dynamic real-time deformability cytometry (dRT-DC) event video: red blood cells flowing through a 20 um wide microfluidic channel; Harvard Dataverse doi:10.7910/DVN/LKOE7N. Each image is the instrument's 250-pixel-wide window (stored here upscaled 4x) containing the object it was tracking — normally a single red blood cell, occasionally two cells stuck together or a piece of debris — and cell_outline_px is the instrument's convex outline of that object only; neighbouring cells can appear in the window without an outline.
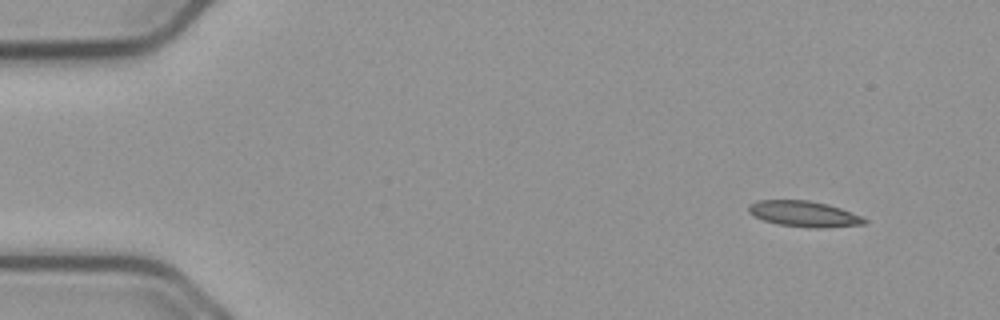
{"species": "common noctule bat (a hibernating species)", "species_latin": "Nyctalus noctula", "temperature_condition": "cold", "stored_images_in_passage": 51, "camera_frame_rate_fps": 3000, "um_per_image_px": 0.085, "animal": {"sex": "male", "body_mass_g": 23.1, "forearm_length_mm": 52.7}, "frame": {"image": 1, "passage_image": 1, "time_ms": 0.0, "image_size_px": [1000, 320], "cell_outline_px": [[868, 220], [864, 224], [820, 228], [808, 228], [780, 224], [764, 220], [752, 216], [748, 212], [748, 204], [756, 200], [808, 200], [828, 204], [840, 208], [860, 216]], "centroid_in_image_um": [68.29, 18.17], "position_along_channel_um": 16.7, "area_um2": 17.4}}
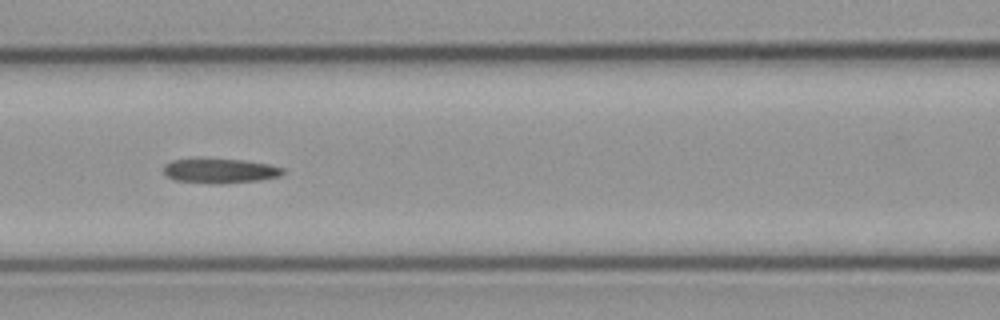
{"frame": {"image": 2, "passage_image": 20, "time_ms": 6.333, "image_size_px": [1000, 320], "cell_outline_px": [[284, 172], [280, 176], [260, 180], [224, 184], [216, 184], [176, 180], [168, 176], [164, 172], [164, 164], [172, 160], [244, 160], [268, 164], [284, 168]], "centroid_in_image_um": [18.75, 14.54], "position_along_channel_um": 147.9, "area_um2": 16.76}}
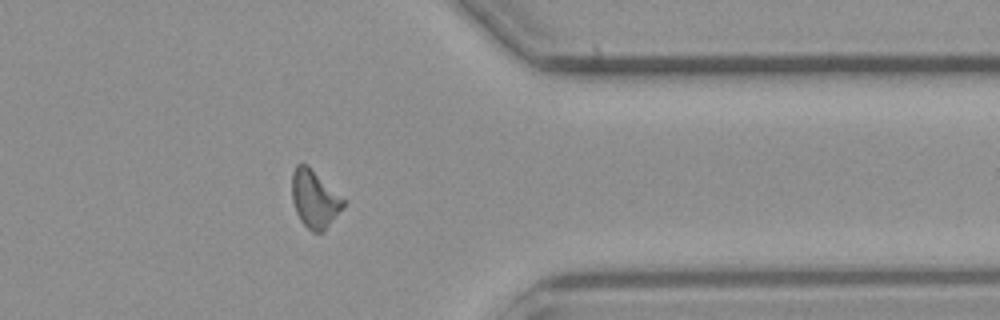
{"frame": {"image": 3, "passage_image": 40, "time_ms": 13.0, "image_size_px": [1000, 320], "cell_outline_px": [[344, 208], [324, 232], [312, 232], [300, 220], [296, 212], [292, 200], [292, 172], [296, 164], [308, 164], [344, 200]], "centroid_in_image_um": [26.73, 16.92], "position_along_channel_um": 384.7, "area_um2": 17.28}, "authors_computed_cell_mechanics": {"area_um2": 17.2244, "velocity_mm_per_s": 3.7441, "shape_relaxation_time_tau1_ms": null, "shape_relaxation_time_tau2_ms": 10.2476, "deformation_change_tau1": null, "deformation_change_tau2": 0.2006}}